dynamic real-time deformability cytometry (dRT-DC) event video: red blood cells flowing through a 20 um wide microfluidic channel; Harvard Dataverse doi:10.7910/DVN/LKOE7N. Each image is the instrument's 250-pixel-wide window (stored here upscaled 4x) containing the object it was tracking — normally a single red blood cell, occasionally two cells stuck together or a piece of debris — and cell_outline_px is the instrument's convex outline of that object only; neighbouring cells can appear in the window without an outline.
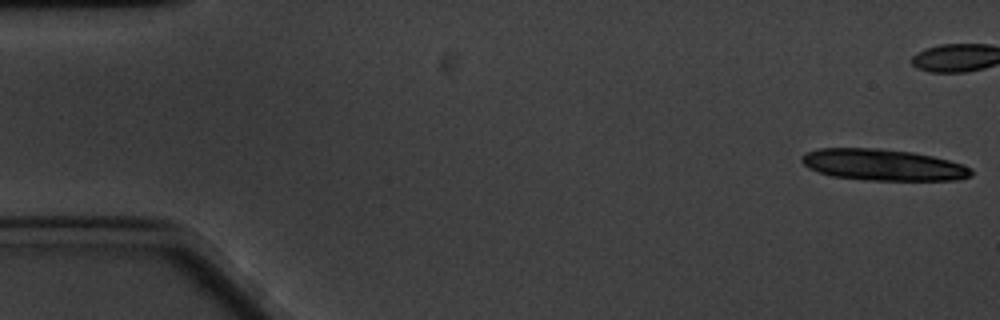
{"species": "common noctule bat (a hibernating species)", "species_latin": "Nyctalus noctula", "temperature_condition": "cold", "stored_images_in_passage": 14, "camera_frame_rate_fps": 3000, "um_per_image_px": 0.085, "animal": {"sex": "male", "body_mass_g": 20.1, "forearm_length_mm": 53.5}, "frame": {"image": 1, "passage_image": 1, "time_ms": 0.0, "image_size_px": [1000, 320], "cell_outline_px": [[972, 176], [960, 180], [864, 180], [832, 176], [808, 168], [800, 160], [800, 156], [804, 152], [816, 148], [880, 148], [912, 152], [932, 156], [948, 160], [972, 168]], "centroid_in_image_um": [75.02, 14.01], "position_along_channel_um": 10.0, "area_um2": 31.21}}